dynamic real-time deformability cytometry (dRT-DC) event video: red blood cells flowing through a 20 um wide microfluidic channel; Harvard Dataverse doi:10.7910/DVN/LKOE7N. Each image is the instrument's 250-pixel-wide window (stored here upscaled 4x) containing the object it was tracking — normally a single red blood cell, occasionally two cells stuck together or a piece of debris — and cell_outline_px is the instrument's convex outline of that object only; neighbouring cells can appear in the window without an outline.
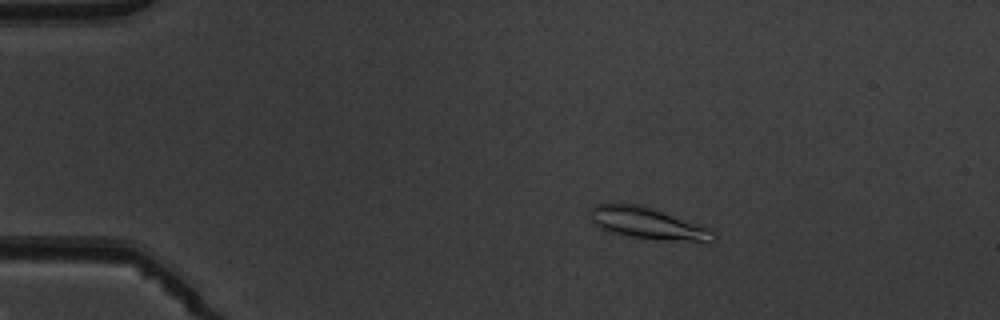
{"species": "common noctule bat (a hibernating species)", "species_latin": "Nyctalus noctula", "temperature_condition": "warm", "stored_images_in_passage": 8, "camera_frame_rate_fps": 3000, "um_per_image_px": 0.085, "animal": {"sex": "male", "body_mass_g": 19.5, "forearm_length_mm": 54.6}, "frame": {"image": 1, "passage_image": 3, "time_ms": 2.333, "image_size_px": [1000, 320], "cell_outline_px": [[716, 240], [712, 244], [708, 244], [664, 240], [628, 236], [608, 232], [592, 224], [592, 208], [596, 204], [640, 204], [712, 228], [716, 232]], "centroid_in_image_um": [55.21, 19.03], "position_along_channel_um": 29.8, "area_um2": 23.24}}
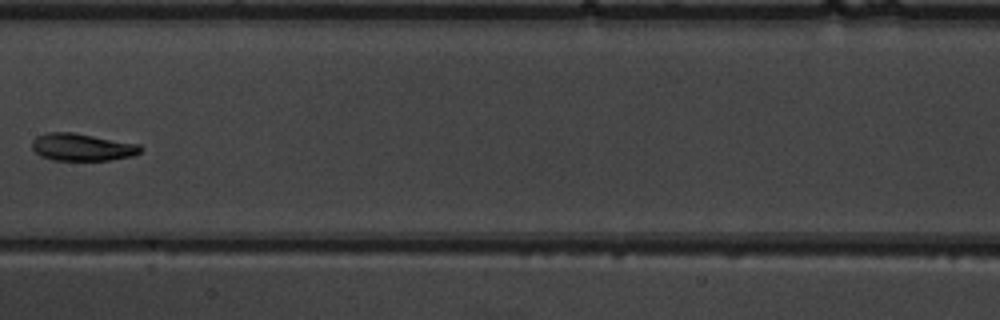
{"frame": {"image": 2, "passage_image": 8, "time_ms": 8.333, "image_size_px": [1000, 320], "cell_outline_px": [[144, 148], [140, 152], [132, 156], [108, 160], [52, 160], [40, 156], [32, 148], [32, 140], [36, 136], [48, 132], [72, 132], [140, 144]], "centroid_in_image_um": [6.97, 12.5], "position_along_channel_um": 200.4, "area_um2": 17.34}}